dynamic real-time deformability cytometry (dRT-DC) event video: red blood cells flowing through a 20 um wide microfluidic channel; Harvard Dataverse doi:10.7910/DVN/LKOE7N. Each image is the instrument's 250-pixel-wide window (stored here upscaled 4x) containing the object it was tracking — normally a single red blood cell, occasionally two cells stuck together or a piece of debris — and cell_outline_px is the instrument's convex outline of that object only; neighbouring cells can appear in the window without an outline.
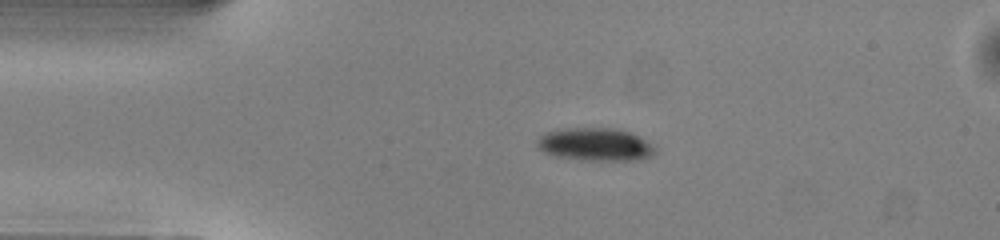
{"species": "common noctule bat (a hibernating species)", "species_latin": "Nyctalus noctula", "temperature_condition": "warm", "stored_images_in_passage": 41, "camera_frame_rate_fps": 3000, "um_per_image_px": 0.085, "animal": {"sex": "male", "body_mass_g": 13.0, "forearm_length_mm": 53.1}, "frame": {"image": 1, "passage_image": 1, "time_ms": 0.0, "image_size_px": [1000, 240], "cell_outline_px": [[656, 152], [640, 160], [584, 160], [556, 156], [544, 152], [536, 144], [536, 140], [540, 136], [548, 132], [560, 128], [616, 128], [632, 132], [656, 148]], "centroid_in_image_um": [50.59, 12.27], "position_along_channel_um": 34.4, "area_um2": 22.54}}
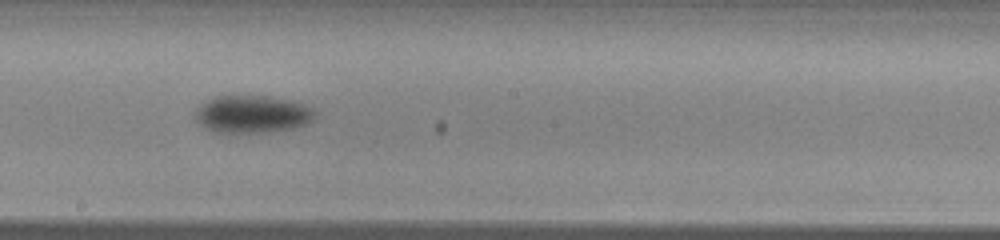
{"frame": {"image": 2, "passage_image": 18, "time_ms": 5.667, "image_size_px": [1000, 240], "cell_outline_px": [[316, 116], [312, 120], [296, 128], [264, 132], [216, 132], [204, 128], [196, 120], [196, 108], [208, 100], [216, 96], [268, 96], [288, 100], [304, 104], [312, 108], [316, 112]], "centroid_in_image_um": [21.45, 9.7], "position_along_channel_um": 226.7, "area_um2": 26.01}}
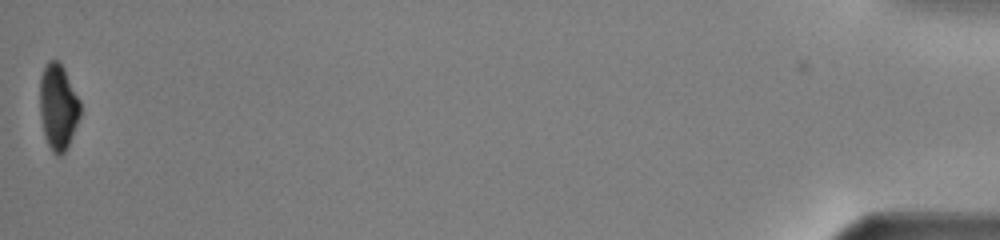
{"frame": {"image": 3, "passage_image": 41, "time_ms": 13.333, "image_size_px": [1000, 240], "cell_outline_px": [[80, 116], [68, 148], [60, 156], [56, 156], [52, 152], [44, 136], [40, 116], [40, 76], [48, 60], [56, 60], [64, 68], [80, 100]], "centroid_in_image_um": [4.94, 9.11], "position_along_channel_um": 430.3, "area_um2": 20.35}, "authors_computed_cell_mechanics": {"area_um2": 24.5072, "velocity_mm_per_s": 4.0369, "shape_relaxation_time_tau1_ms": 3.2292, "shape_relaxation_time_tau2_ms": null, "deformation_change_tau1": 0.123, "deformation_change_tau2": null}}